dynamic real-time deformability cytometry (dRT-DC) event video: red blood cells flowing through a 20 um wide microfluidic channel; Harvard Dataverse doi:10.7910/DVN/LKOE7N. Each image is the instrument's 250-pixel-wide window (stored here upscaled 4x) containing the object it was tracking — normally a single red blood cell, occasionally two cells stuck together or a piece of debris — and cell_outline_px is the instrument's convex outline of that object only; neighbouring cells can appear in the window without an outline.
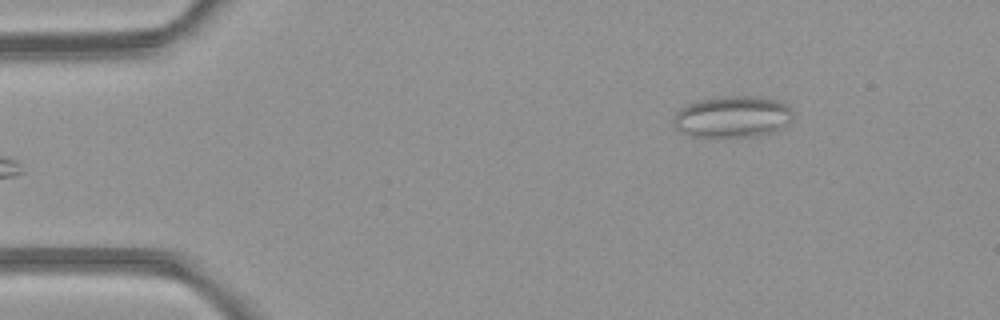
{"species": "common noctule bat (a hibernating species)", "species_latin": "Nyctalus noctula", "temperature_condition": "room temperature", "stored_images_in_passage": 4, "camera_frame_rate_fps": 3000, "um_per_image_px": 0.085, "animal": {"sex": "female", "body_mass_g": 21.9}, "frame": {"image": 1, "passage_image": 4, "time_ms": 4.333, "image_size_px": [1000, 320], "cell_outline_px": [[792, 116], [784, 128], [772, 132], [748, 136], [692, 136], [680, 132], [672, 124], [672, 120], [676, 112], [680, 108], [688, 104], [700, 100], [724, 96], [748, 96], [776, 100], [784, 104], [792, 112]], "centroid_in_image_um": [62.21, 9.93], "position_along_channel_um": 22.8, "area_um2": 28.5}}